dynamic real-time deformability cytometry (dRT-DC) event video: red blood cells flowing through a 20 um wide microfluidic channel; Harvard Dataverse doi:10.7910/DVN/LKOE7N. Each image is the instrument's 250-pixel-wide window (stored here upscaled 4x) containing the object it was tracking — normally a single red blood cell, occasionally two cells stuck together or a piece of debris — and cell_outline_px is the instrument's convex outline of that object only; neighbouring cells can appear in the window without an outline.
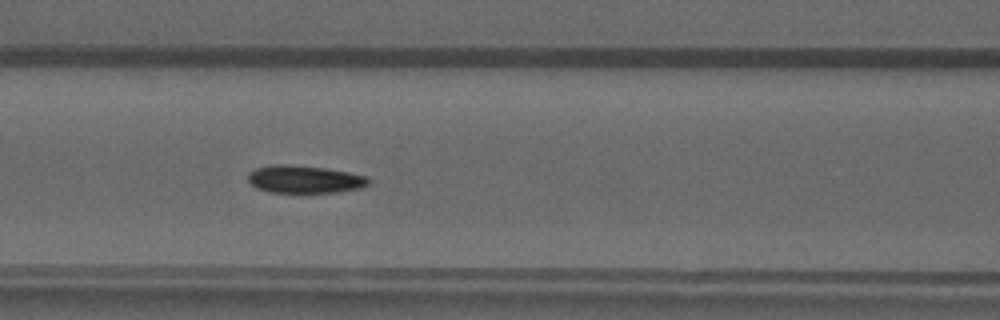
{"species": "common noctule bat (a hibernating species)", "species_latin": "Nyctalus noctula", "temperature_condition": "warm", "stored_images_in_passage": 50, "camera_frame_rate_fps": 3000, "um_per_image_px": 0.085, "animal": {"sex": "male", "forearm_length_mm": 52.5}, "frame": {"image": 1, "passage_image": 21, "time_ms": 6.667, "image_size_px": [1000, 320], "cell_outline_px": [[368, 184], [364, 188], [336, 192], [268, 192], [256, 188], [248, 180], [248, 172], [256, 168], [272, 164], [284, 164], [324, 168], [348, 172], [368, 176]], "centroid_in_image_um": [25.88, 15.24], "position_along_channel_um": 140.7, "area_um2": 19.42}}
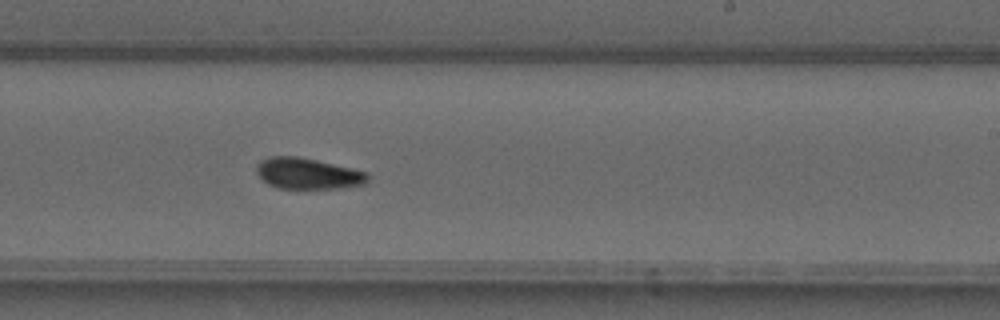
{"frame": {"image": 2, "passage_image": 30, "time_ms": 9.667, "image_size_px": [1000, 320], "cell_outline_px": [[368, 184], [340, 188], [276, 188], [268, 184], [256, 172], [256, 164], [260, 160], [268, 156], [296, 156], [316, 160], [352, 168], [368, 172]], "centroid_in_image_um": [26.17, 14.75], "position_along_channel_um": 262.8, "area_um2": 20.23}}
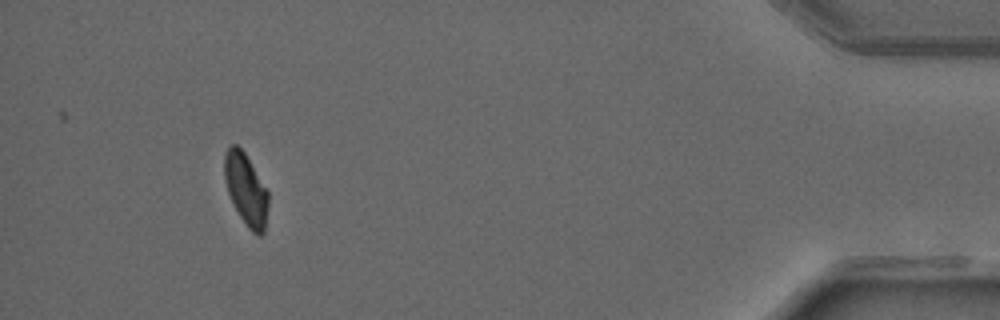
{"frame": {"image": 3, "passage_image": 46, "time_ms": 15.0, "image_size_px": [1000, 320], "cell_outline_px": [[268, 208], [264, 232], [260, 236], [256, 236], [248, 228], [240, 216], [228, 192], [224, 180], [224, 156], [228, 148], [232, 144], [236, 144], [244, 152], [268, 188]], "centroid_in_image_um": [20.93, 16.1], "position_along_channel_um": 414.3, "area_um2": 18.44}, "authors_computed_cell_mechanics": {"area_um2": 19.3341, "velocity_mm_per_s": 4.0897, "shape_relaxation_time_tau1_ms": 8.5215, "shape_relaxation_time_tau2_ms": 2.7231, "deformation_change_tau1": 0.2166, "deformation_change_tau2": 0.0643}}